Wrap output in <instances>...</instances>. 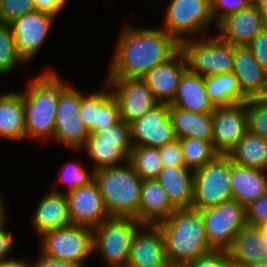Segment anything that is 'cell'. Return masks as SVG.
Listing matches in <instances>:
<instances>
[{
  "mask_svg": "<svg viewBox=\"0 0 267 267\" xmlns=\"http://www.w3.org/2000/svg\"><path fill=\"white\" fill-rule=\"evenodd\" d=\"M158 149L163 167L185 166L179 139Z\"/></svg>",
  "mask_w": 267,
  "mask_h": 267,
  "instance_id": "7bdbcfd3",
  "label": "cell"
},
{
  "mask_svg": "<svg viewBox=\"0 0 267 267\" xmlns=\"http://www.w3.org/2000/svg\"><path fill=\"white\" fill-rule=\"evenodd\" d=\"M40 252L45 256L85 267L86 258L93 254L92 228L70 225L40 236Z\"/></svg>",
  "mask_w": 267,
  "mask_h": 267,
  "instance_id": "ba28073f",
  "label": "cell"
},
{
  "mask_svg": "<svg viewBox=\"0 0 267 267\" xmlns=\"http://www.w3.org/2000/svg\"><path fill=\"white\" fill-rule=\"evenodd\" d=\"M253 4V0H211L212 17L217 25L228 15Z\"/></svg>",
  "mask_w": 267,
  "mask_h": 267,
  "instance_id": "ab89813d",
  "label": "cell"
},
{
  "mask_svg": "<svg viewBox=\"0 0 267 267\" xmlns=\"http://www.w3.org/2000/svg\"><path fill=\"white\" fill-rule=\"evenodd\" d=\"M232 159L218 155L213 161L194 171L191 208L203 210L232 199L230 176Z\"/></svg>",
  "mask_w": 267,
  "mask_h": 267,
  "instance_id": "52a82bcc",
  "label": "cell"
},
{
  "mask_svg": "<svg viewBox=\"0 0 267 267\" xmlns=\"http://www.w3.org/2000/svg\"><path fill=\"white\" fill-rule=\"evenodd\" d=\"M157 225L162 230L170 266L182 267L213 250L206 237L200 210L178 208Z\"/></svg>",
  "mask_w": 267,
  "mask_h": 267,
  "instance_id": "7a4b0ae2",
  "label": "cell"
},
{
  "mask_svg": "<svg viewBox=\"0 0 267 267\" xmlns=\"http://www.w3.org/2000/svg\"><path fill=\"white\" fill-rule=\"evenodd\" d=\"M0 23H1V7H0Z\"/></svg>",
  "mask_w": 267,
  "mask_h": 267,
  "instance_id": "6f0895ef",
  "label": "cell"
},
{
  "mask_svg": "<svg viewBox=\"0 0 267 267\" xmlns=\"http://www.w3.org/2000/svg\"><path fill=\"white\" fill-rule=\"evenodd\" d=\"M63 83L59 74L49 70L34 77L21 93L27 139L53 138L59 87Z\"/></svg>",
  "mask_w": 267,
  "mask_h": 267,
  "instance_id": "3957f363",
  "label": "cell"
},
{
  "mask_svg": "<svg viewBox=\"0 0 267 267\" xmlns=\"http://www.w3.org/2000/svg\"><path fill=\"white\" fill-rule=\"evenodd\" d=\"M253 4L264 14L267 12V0H253Z\"/></svg>",
  "mask_w": 267,
  "mask_h": 267,
  "instance_id": "816d5d0a",
  "label": "cell"
},
{
  "mask_svg": "<svg viewBox=\"0 0 267 267\" xmlns=\"http://www.w3.org/2000/svg\"><path fill=\"white\" fill-rule=\"evenodd\" d=\"M32 267H80L77 264L49 258L40 252L39 259L32 264Z\"/></svg>",
  "mask_w": 267,
  "mask_h": 267,
  "instance_id": "c3c4849f",
  "label": "cell"
},
{
  "mask_svg": "<svg viewBox=\"0 0 267 267\" xmlns=\"http://www.w3.org/2000/svg\"><path fill=\"white\" fill-rule=\"evenodd\" d=\"M123 165L95 170L94 182L110 217L137 220L143 180L129 162Z\"/></svg>",
  "mask_w": 267,
  "mask_h": 267,
  "instance_id": "277c9868",
  "label": "cell"
},
{
  "mask_svg": "<svg viewBox=\"0 0 267 267\" xmlns=\"http://www.w3.org/2000/svg\"><path fill=\"white\" fill-rule=\"evenodd\" d=\"M140 226L134 218H108L92 228L93 253L99 252L105 266L126 267L132 236Z\"/></svg>",
  "mask_w": 267,
  "mask_h": 267,
  "instance_id": "8992f818",
  "label": "cell"
},
{
  "mask_svg": "<svg viewBox=\"0 0 267 267\" xmlns=\"http://www.w3.org/2000/svg\"><path fill=\"white\" fill-rule=\"evenodd\" d=\"M186 69V58L179 50L172 58L155 66L141 79L159 103L170 104L176 95L180 78Z\"/></svg>",
  "mask_w": 267,
  "mask_h": 267,
  "instance_id": "ac0fdd59",
  "label": "cell"
},
{
  "mask_svg": "<svg viewBox=\"0 0 267 267\" xmlns=\"http://www.w3.org/2000/svg\"><path fill=\"white\" fill-rule=\"evenodd\" d=\"M264 29L267 30V12L263 14Z\"/></svg>",
  "mask_w": 267,
  "mask_h": 267,
  "instance_id": "9f6ffc18",
  "label": "cell"
},
{
  "mask_svg": "<svg viewBox=\"0 0 267 267\" xmlns=\"http://www.w3.org/2000/svg\"><path fill=\"white\" fill-rule=\"evenodd\" d=\"M65 195L71 225L94 228L110 218L95 182L76 188Z\"/></svg>",
  "mask_w": 267,
  "mask_h": 267,
  "instance_id": "e0dca14e",
  "label": "cell"
},
{
  "mask_svg": "<svg viewBox=\"0 0 267 267\" xmlns=\"http://www.w3.org/2000/svg\"><path fill=\"white\" fill-rule=\"evenodd\" d=\"M212 144L219 155H229L248 132L246 102L216 107L212 112Z\"/></svg>",
  "mask_w": 267,
  "mask_h": 267,
  "instance_id": "4fadbf2b",
  "label": "cell"
},
{
  "mask_svg": "<svg viewBox=\"0 0 267 267\" xmlns=\"http://www.w3.org/2000/svg\"><path fill=\"white\" fill-rule=\"evenodd\" d=\"M5 208L6 207L4 206L3 199L0 197V225L7 220Z\"/></svg>",
  "mask_w": 267,
  "mask_h": 267,
  "instance_id": "f5cc1de1",
  "label": "cell"
},
{
  "mask_svg": "<svg viewBox=\"0 0 267 267\" xmlns=\"http://www.w3.org/2000/svg\"><path fill=\"white\" fill-rule=\"evenodd\" d=\"M126 267H170L162 230L158 225L143 224L135 231Z\"/></svg>",
  "mask_w": 267,
  "mask_h": 267,
  "instance_id": "2e32d148",
  "label": "cell"
},
{
  "mask_svg": "<svg viewBox=\"0 0 267 267\" xmlns=\"http://www.w3.org/2000/svg\"><path fill=\"white\" fill-rule=\"evenodd\" d=\"M204 82L206 92L216 107L233 105L248 100L242 94L237 78L232 72L204 77Z\"/></svg>",
  "mask_w": 267,
  "mask_h": 267,
  "instance_id": "f546056e",
  "label": "cell"
},
{
  "mask_svg": "<svg viewBox=\"0 0 267 267\" xmlns=\"http://www.w3.org/2000/svg\"><path fill=\"white\" fill-rule=\"evenodd\" d=\"M79 114L89 135L94 134L95 92L88 96L82 93Z\"/></svg>",
  "mask_w": 267,
  "mask_h": 267,
  "instance_id": "f6af8a7d",
  "label": "cell"
},
{
  "mask_svg": "<svg viewBox=\"0 0 267 267\" xmlns=\"http://www.w3.org/2000/svg\"><path fill=\"white\" fill-rule=\"evenodd\" d=\"M182 267H234L227 251L212 250Z\"/></svg>",
  "mask_w": 267,
  "mask_h": 267,
  "instance_id": "60d3db41",
  "label": "cell"
},
{
  "mask_svg": "<svg viewBox=\"0 0 267 267\" xmlns=\"http://www.w3.org/2000/svg\"><path fill=\"white\" fill-rule=\"evenodd\" d=\"M0 267H32V263L25 259H12L0 262Z\"/></svg>",
  "mask_w": 267,
  "mask_h": 267,
  "instance_id": "681fc988",
  "label": "cell"
},
{
  "mask_svg": "<svg viewBox=\"0 0 267 267\" xmlns=\"http://www.w3.org/2000/svg\"><path fill=\"white\" fill-rule=\"evenodd\" d=\"M213 21L211 0H171L162 28L181 43L200 36Z\"/></svg>",
  "mask_w": 267,
  "mask_h": 267,
  "instance_id": "30bf717a",
  "label": "cell"
},
{
  "mask_svg": "<svg viewBox=\"0 0 267 267\" xmlns=\"http://www.w3.org/2000/svg\"><path fill=\"white\" fill-rule=\"evenodd\" d=\"M171 118L177 139L195 138L212 142V113H196L170 105Z\"/></svg>",
  "mask_w": 267,
  "mask_h": 267,
  "instance_id": "4316f807",
  "label": "cell"
},
{
  "mask_svg": "<svg viewBox=\"0 0 267 267\" xmlns=\"http://www.w3.org/2000/svg\"><path fill=\"white\" fill-rule=\"evenodd\" d=\"M101 141L120 142V150L129 158L132 150V142L130 138V126L121 120L113 126L100 129L93 134Z\"/></svg>",
  "mask_w": 267,
  "mask_h": 267,
  "instance_id": "74e56055",
  "label": "cell"
},
{
  "mask_svg": "<svg viewBox=\"0 0 267 267\" xmlns=\"http://www.w3.org/2000/svg\"><path fill=\"white\" fill-rule=\"evenodd\" d=\"M7 220L0 225V262H6L14 258H9V253L12 250L15 239L9 231L5 229V223Z\"/></svg>",
  "mask_w": 267,
  "mask_h": 267,
  "instance_id": "bcb514c9",
  "label": "cell"
},
{
  "mask_svg": "<svg viewBox=\"0 0 267 267\" xmlns=\"http://www.w3.org/2000/svg\"><path fill=\"white\" fill-rule=\"evenodd\" d=\"M246 46L259 65L267 72V30H261Z\"/></svg>",
  "mask_w": 267,
  "mask_h": 267,
  "instance_id": "ee69618b",
  "label": "cell"
},
{
  "mask_svg": "<svg viewBox=\"0 0 267 267\" xmlns=\"http://www.w3.org/2000/svg\"><path fill=\"white\" fill-rule=\"evenodd\" d=\"M232 199L246 206L267 193V171L233 163L230 176Z\"/></svg>",
  "mask_w": 267,
  "mask_h": 267,
  "instance_id": "484cf974",
  "label": "cell"
},
{
  "mask_svg": "<svg viewBox=\"0 0 267 267\" xmlns=\"http://www.w3.org/2000/svg\"><path fill=\"white\" fill-rule=\"evenodd\" d=\"M1 24H11L14 20L35 9L33 0H0Z\"/></svg>",
  "mask_w": 267,
  "mask_h": 267,
  "instance_id": "f35d334b",
  "label": "cell"
},
{
  "mask_svg": "<svg viewBox=\"0 0 267 267\" xmlns=\"http://www.w3.org/2000/svg\"><path fill=\"white\" fill-rule=\"evenodd\" d=\"M157 182L176 208H191L194 188V171L185 166L163 167Z\"/></svg>",
  "mask_w": 267,
  "mask_h": 267,
  "instance_id": "7402d4cb",
  "label": "cell"
},
{
  "mask_svg": "<svg viewBox=\"0 0 267 267\" xmlns=\"http://www.w3.org/2000/svg\"><path fill=\"white\" fill-rule=\"evenodd\" d=\"M260 234L267 240V223L257 226Z\"/></svg>",
  "mask_w": 267,
  "mask_h": 267,
  "instance_id": "db71d44e",
  "label": "cell"
},
{
  "mask_svg": "<svg viewBox=\"0 0 267 267\" xmlns=\"http://www.w3.org/2000/svg\"><path fill=\"white\" fill-rule=\"evenodd\" d=\"M121 121L119 107L110 86L105 83L101 91L95 92L94 133Z\"/></svg>",
  "mask_w": 267,
  "mask_h": 267,
  "instance_id": "d6a6232c",
  "label": "cell"
},
{
  "mask_svg": "<svg viewBox=\"0 0 267 267\" xmlns=\"http://www.w3.org/2000/svg\"><path fill=\"white\" fill-rule=\"evenodd\" d=\"M228 156L238 165L267 171V140L247 132Z\"/></svg>",
  "mask_w": 267,
  "mask_h": 267,
  "instance_id": "f1b7e54d",
  "label": "cell"
},
{
  "mask_svg": "<svg viewBox=\"0 0 267 267\" xmlns=\"http://www.w3.org/2000/svg\"><path fill=\"white\" fill-rule=\"evenodd\" d=\"M179 50L180 43L163 28L145 29L125 25L115 47L107 78H141Z\"/></svg>",
  "mask_w": 267,
  "mask_h": 267,
  "instance_id": "6da1fadb",
  "label": "cell"
},
{
  "mask_svg": "<svg viewBox=\"0 0 267 267\" xmlns=\"http://www.w3.org/2000/svg\"><path fill=\"white\" fill-rule=\"evenodd\" d=\"M176 208L156 179L143 180L137 221L142 225H157L167 219Z\"/></svg>",
  "mask_w": 267,
  "mask_h": 267,
  "instance_id": "d4e9b609",
  "label": "cell"
},
{
  "mask_svg": "<svg viewBox=\"0 0 267 267\" xmlns=\"http://www.w3.org/2000/svg\"><path fill=\"white\" fill-rule=\"evenodd\" d=\"M0 136L11 140L26 138L22 94H0Z\"/></svg>",
  "mask_w": 267,
  "mask_h": 267,
  "instance_id": "83f0119b",
  "label": "cell"
},
{
  "mask_svg": "<svg viewBox=\"0 0 267 267\" xmlns=\"http://www.w3.org/2000/svg\"><path fill=\"white\" fill-rule=\"evenodd\" d=\"M169 105L196 113H212L216 108L206 92L204 77L188 68L182 74L176 95Z\"/></svg>",
  "mask_w": 267,
  "mask_h": 267,
  "instance_id": "44dd1931",
  "label": "cell"
},
{
  "mask_svg": "<svg viewBox=\"0 0 267 267\" xmlns=\"http://www.w3.org/2000/svg\"><path fill=\"white\" fill-rule=\"evenodd\" d=\"M65 168V169H64ZM95 170L92 168L91 171L86 170L80 163L76 161L66 163L58 177L60 182L66 184L68 193L76 188L90 185L94 182Z\"/></svg>",
  "mask_w": 267,
  "mask_h": 267,
  "instance_id": "d590c367",
  "label": "cell"
},
{
  "mask_svg": "<svg viewBox=\"0 0 267 267\" xmlns=\"http://www.w3.org/2000/svg\"><path fill=\"white\" fill-rule=\"evenodd\" d=\"M81 98L82 92L66 82L59 87L53 138L73 151L81 150L89 137L79 114Z\"/></svg>",
  "mask_w": 267,
  "mask_h": 267,
  "instance_id": "8fae6325",
  "label": "cell"
},
{
  "mask_svg": "<svg viewBox=\"0 0 267 267\" xmlns=\"http://www.w3.org/2000/svg\"><path fill=\"white\" fill-rule=\"evenodd\" d=\"M248 132L267 140V103L256 98L246 101Z\"/></svg>",
  "mask_w": 267,
  "mask_h": 267,
  "instance_id": "8d00e7d4",
  "label": "cell"
},
{
  "mask_svg": "<svg viewBox=\"0 0 267 267\" xmlns=\"http://www.w3.org/2000/svg\"><path fill=\"white\" fill-rule=\"evenodd\" d=\"M246 221L253 227L267 223V193L246 205Z\"/></svg>",
  "mask_w": 267,
  "mask_h": 267,
  "instance_id": "b9f144b4",
  "label": "cell"
},
{
  "mask_svg": "<svg viewBox=\"0 0 267 267\" xmlns=\"http://www.w3.org/2000/svg\"><path fill=\"white\" fill-rule=\"evenodd\" d=\"M169 110V104L159 103L129 123L132 145L159 148L177 140Z\"/></svg>",
  "mask_w": 267,
  "mask_h": 267,
  "instance_id": "5bb4252c",
  "label": "cell"
},
{
  "mask_svg": "<svg viewBox=\"0 0 267 267\" xmlns=\"http://www.w3.org/2000/svg\"><path fill=\"white\" fill-rule=\"evenodd\" d=\"M200 211L206 237L213 250L228 251L235 236L247 226L246 206L234 199Z\"/></svg>",
  "mask_w": 267,
  "mask_h": 267,
  "instance_id": "9c48e42d",
  "label": "cell"
},
{
  "mask_svg": "<svg viewBox=\"0 0 267 267\" xmlns=\"http://www.w3.org/2000/svg\"><path fill=\"white\" fill-rule=\"evenodd\" d=\"M55 17L52 14L34 10L10 24L16 50L26 64L40 51Z\"/></svg>",
  "mask_w": 267,
  "mask_h": 267,
  "instance_id": "9a60e30c",
  "label": "cell"
},
{
  "mask_svg": "<svg viewBox=\"0 0 267 267\" xmlns=\"http://www.w3.org/2000/svg\"><path fill=\"white\" fill-rule=\"evenodd\" d=\"M81 149H84L93 161L94 170L128 162V157L120 150V142L101 141L93 134L89 135Z\"/></svg>",
  "mask_w": 267,
  "mask_h": 267,
  "instance_id": "4dcf8cb0",
  "label": "cell"
},
{
  "mask_svg": "<svg viewBox=\"0 0 267 267\" xmlns=\"http://www.w3.org/2000/svg\"><path fill=\"white\" fill-rule=\"evenodd\" d=\"M128 162L142 180L156 179L163 169L158 148L133 146Z\"/></svg>",
  "mask_w": 267,
  "mask_h": 267,
  "instance_id": "1f68e13d",
  "label": "cell"
},
{
  "mask_svg": "<svg viewBox=\"0 0 267 267\" xmlns=\"http://www.w3.org/2000/svg\"><path fill=\"white\" fill-rule=\"evenodd\" d=\"M37 11L56 16L66 6L68 0H33Z\"/></svg>",
  "mask_w": 267,
  "mask_h": 267,
  "instance_id": "7dc6e473",
  "label": "cell"
},
{
  "mask_svg": "<svg viewBox=\"0 0 267 267\" xmlns=\"http://www.w3.org/2000/svg\"><path fill=\"white\" fill-rule=\"evenodd\" d=\"M17 64H25L19 56L10 24L0 23V75L5 76L14 70Z\"/></svg>",
  "mask_w": 267,
  "mask_h": 267,
  "instance_id": "e575fe53",
  "label": "cell"
},
{
  "mask_svg": "<svg viewBox=\"0 0 267 267\" xmlns=\"http://www.w3.org/2000/svg\"><path fill=\"white\" fill-rule=\"evenodd\" d=\"M185 167L195 171L213 161L219 154L215 151L212 142L195 138L179 139Z\"/></svg>",
  "mask_w": 267,
  "mask_h": 267,
  "instance_id": "836d02e7",
  "label": "cell"
},
{
  "mask_svg": "<svg viewBox=\"0 0 267 267\" xmlns=\"http://www.w3.org/2000/svg\"><path fill=\"white\" fill-rule=\"evenodd\" d=\"M249 267H267V262H259L250 265Z\"/></svg>",
  "mask_w": 267,
  "mask_h": 267,
  "instance_id": "11a10c76",
  "label": "cell"
},
{
  "mask_svg": "<svg viewBox=\"0 0 267 267\" xmlns=\"http://www.w3.org/2000/svg\"><path fill=\"white\" fill-rule=\"evenodd\" d=\"M106 83L117 101L121 120L128 124L159 104L141 78H107Z\"/></svg>",
  "mask_w": 267,
  "mask_h": 267,
  "instance_id": "7c38bea8",
  "label": "cell"
},
{
  "mask_svg": "<svg viewBox=\"0 0 267 267\" xmlns=\"http://www.w3.org/2000/svg\"><path fill=\"white\" fill-rule=\"evenodd\" d=\"M218 36L233 46H246L264 29L263 13L254 5L225 17L218 25Z\"/></svg>",
  "mask_w": 267,
  "mask_h": 267,
  "instance_id": "d6986e66",
  "label": "cell"
},
{
  "mask_svg": "<svg viewBox=\"0 0 267 267\" xmlns=\"http://www.w3.org/2000/svg\"><path fill=\"white\" fill-rule=\"evenodd\" d=\"M227 252L234 267H249L254 263L267 262V240L257 227L247 225L235 236Z\"/></svg>",
  "mask_w": 267,
  "mask_h": 267,
  "instance_id": "603a6c76",
  "label": "cell"
},
{
  "mask_svg": "<svg viewBox=\"0 0 267 267\" xmlns=\"http://www.w3.org/2000/svg\"><path fill=\"white\" fill-rule=\"evenodd\" d=\"M199 40L195 37L180 43V50L191 72L202 77L232 72L234 46L231 43L223 41L218 35Z\"/></svg>",
  "mask_w": 267,
  "mask_h": 267,
  "instance_id": "5b68a950",
  "label": "cell"
},
{
  "mask_svg": "<svg viewBox=\"0 0 267 267\" xmlns=\"http://www.w3.org/2000/svg\"><path fill=\"white\" fill-rule=\"evenodd\" d=\"M34 230L38 236L71 225L68 201L64 192L53 189L42 196L33 215Z\"/></svg>",
  "mask_w": 267,
  "mask_h": 267,
  "instance_id": "ffe728a7",
  "label": "cell"
},
{
  "mask_svg": "<svg viewBox=\"0 0 267 267\" xmlns=\"http://www.w3.org/2000/svg\"><path fill=\"white\" fill-rule=\"evenodd\" d=\"M257 100L267 103V72L264 79V84L261 92L256 97Z\"/></svg>",
  "mask_w": 267,
  "mask_h": 267,
  "instance_id": "f907efd6",
  "label": "cell"
},
{
  "mask_svg": "<svg viewBox=\"0 0 267 267\" xmlns=\"http://www.w3.org/2000/svg\"><path fill=\"white\" fill-rule=\"evenodd\" d=\"M232 73L247 99L258 96L263 88L266 71L259 65L247 46H234Z\"/></svg>",
  "mask_w": 267,
  "mask_h": 267,
  "instance_id": "cb8c5ba5",
  "label": "cell"
}]
</instances>
